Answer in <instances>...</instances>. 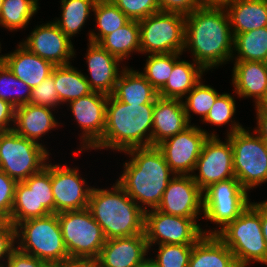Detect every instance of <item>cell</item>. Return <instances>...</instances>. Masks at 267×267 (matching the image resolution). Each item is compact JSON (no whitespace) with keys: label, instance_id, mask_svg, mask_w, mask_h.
<instances>
[{"label":"cell","instance_id":"6da1fadb","mask_svg":"<svg viewBox=\"0 0 267 267\" xmlns=\"http://www.w3.org/2000/svg\"><path fill=\"white\" fill-rule=\"evenodd\" d=\"M234 36L225 7H200L185 15V44L206 72L232 60Z\"/></svg>","mask_w":267,"mask_h":267},{"label":"cell","instance_id":"7a4b0ae2","mask_svg":"<svg viewBox=\"0 0 267 267\" xmlns=\"http://www.w3.org/2000/svg\"><path fill=\"white\" fill-rule=\"evenodd\" d=\"M123 153L130 159L123 163L124 169L116 182L144 212L157 209L175 175L164 155L157 146L132 148Z\"/></svg>","mask_w":267,"mask_h":267},{"label":"cell","instance_id":"3957f363","mask_svg":"<svg viewBox=\"0 0 267 267\" xmlns=\"http://www.w3.org/2000/svg\"><path fill=\"white\" fill-rule=\"evenodd\" d=\"M154 105H129L109 95L103 136L90 151L112 149L123 153L132 148L152 146Z\"/></svg>","mask_w":267,"mask_h":267},{"label":"cell","instance_id":"277c9868","mask_svg":"<svg viewBox=\"0 0 267 267\" xmlns=\"http://www.w3.org/2000/svg\"><path fill=\"white\" fill-rule=\"evenodd\" d=\"M88 209L106 239L144 233L145 212L117 182L110 189L93 186Z\"/></svg>","mask_w":267,"mask_h":267},{"label":"cell","instance_id":"5b68a950","mask_svg":"<svg viewBox=\"0 0 267 267\" xmlns=\"http://www.w3.org/2000/svg\"><path fill=\"white\" fill-rule=\"evenodd\" d=\"M216 236L231 250L236 260L267 266V246L262 234L260 202H251L233 222Z\"/></svg>","mask_w":267,"mask_h":267},{"label":"cell","instance_id":"8992f818","mask_svg":"<svg viewBox=\"0 0 267 267\" xmlns=\"http://www.w3.org/2000/svg\"><path fill=\"white\" fill-rule=\"evenodd\" d=\"M15 228L16 247L22 252L48 265L69 258L56 213L24 220Z\"/></svg>","mask_w":267,"mask_h":267},{"label":"cell","instance_id":"52a82bcc","mask_svg":"<svg viewBox=\"0 0 267 267\" xmlns=\"http://www.w3.org/2000/svg\"><path fill=\"white\" fill-rule=\"evenodd\" d=\"M44 145L18 135L14 130L0 132V170L16 182H24L40 172L51 153Z\"/></svg>","mask_w":267,"mask_h":267},{"label":"cell","instance_id":"ba28073f","mask_svg":"<svg viewBox=\"0 0 267 267\" xmlns=\"http://www.w3.org/2000/svg\"><path fill=\"white\" fill-rule=\"evenodd\" d=\"M250 127L226 136L233 148V169L242 187L250 190L267 182V144Z\"/></svg>","mask_w":267,"mask_h":267},{"label":"cell","instance_id":"9c48e42d","mask_svg":"<svg viewBox=\"0 0 267 267\" xmlns=\"http://www.w3.org/2000/svg\"><path fill=\"white\" fill-rule=\"evenodd\" d=\"M249 193L236 177L211 184L203 191V217L217 228L202 229L203 235H216L233 222L251 203ZM214 229V230H213Z\"/></svg>","mask_w":267,"mask_h":267},{"label":"cell","instance_id":"30bf717a","mask_svg":"<svg viewBox=\"0 0 267 267\" xmlns=\"http://www.w3.org/2000/svg\"><path fill=\"white\" fill-rule=\"evenodd\" d=\"M138 23L141 54H183L185 15L159 11L138 21Z\"/></svg>","mask_w":267,"mask_h":267},{"label":"cell","instance_id":"8fae6325","mask_svg":"<svg viewBox=\"0 0 267 267\" xmlns=\"http://www.w3.org/2000/svg\"><path fill=\"white\" fill-rule=\"evenodd\" d=\"M57 215L68 256L96 260L106 238L90 210L66 211Z\"/></svg>","mask_w":267,"mask_h":267},{"label":"cell","instance_id":"7c38bea8","mask_svg":"<svg viewBox=\"0 0 267 267\" xmlns=\"http://www.w3.org/2000/svg\"><path fill=\"white\" fill-rule=\"evenodd\" d=\"M51 213H55V202L51 185V161H48L40 172L24 182H17L9 222L16 226L24 220Z\"/></svg>","mask_w":267,"mask_h":267},{"label":"cell","instance_id":"4fadbf2b","mask_svg":"<svg viewBox=\"0 0 267 267\" xmlns=\"http://www.w3.org/2000/svg\"><path fill=\"white\" fill-rule=\"evenodd\" d=\"M198 220L165 214L157 209L146 211L144 233L149 250L160 244H195L203 236Z\"/></svg>","mask_w":267,"mask_h":267},{"label":"cell","instance_id":"5bb4252c","mask_svg":"<svg viewBox=\"0 0 267 267\" xmlns=\"http://www.w3.org/2000/svg\"><path fill=\"white\" fill-rule=\"evenodd\" d=\"M208 136L219 135L214 130L209 133L191 124L182 132L162 141L157 148L175 175H191Z\"/></svg>","mask_w":267,"mask_h":267},{"label":"cell","instance_id":"9a60e30c","mask_svg":"<svg viewBox=\"0 0 267 267\" xmlns=\"http://www.w3.org/2000/svg\"><path fill=\"white\" fill-rule=\"evenodd\" d=\"M220 139L219 136H208L191 174L202 191L211 184L235 177L232 145L226 136V141Z\"/></svg>","mask_w":267,"mask_h":267},{"label":"cell","instance_id":"2e32d148","mask_svg":"<svg viewBox=\"0 0 267 267\" xmlns=\"http://www.w3.org/2000/svg\"><path fill=\"white\" fill-rule=\"evenodd\" d=\"M108 95L92 92L68 103L76 123L80 127V146L74 154L90 150L103 136L106 122Z\"/></svg>","mask_w":267,"mask_h":267},{"label":"cell","instance_id":"e0dca14e","mask_svg":"<svg viewBox=\"0 0 267 267\" xmlns=\"http://www.w3.org/2000/svg\"><path fill=\"white\" fill-rule=\"evenodd\" d=\"M79 167L51 163V185L55 213L88 208L92 186L79 174Z\"/></svg>","mask_w":267,"mask_h":267},{"label":"cell","instance_id":"ac0fdd59","mask_svg":"<svg viewBox=\"0 0 267 267\" xmlns=\"http://www.w3.org/2000/svg\"><path fill=\"white\" fill-rule=\"evenodd\" d=\"M20 43L54 66L72 64L70 61L76 57L72 40L52 20L35 26Z\"/></svg>","mask_w":267,"mask_h":267},{"label":"cell","instance_id":"d6986e66","mask_svg":"<svg viewBox=\"0 0 267 267\" xmlns=\"http://www.w3.org/2000/svg\"><path fill=\"white\" fill-rule=\"evenodd\" d=\"M157 210L179 217L198 218L203 212V191L191 175H174Z\"/></svg>","mask_w":267,"mask_h":267},{"label":"cell","instance_id":"ffe728a7","mask_svg":"<svg viewBox=\"0 0 267 267\" xmlns=\"http://www.w3.org/2000/svg\"><path fill=\"white\" fill-rule=\"evenodd\" d=\"M86 49L87 72L86 81L93 92L111 95L115 89V84L123 71L125 65L116 56L107 52L99 43L90 42ZM122 63V67H120ZM122 69V70H121ZM90 76V77H89Z\"/></svg>","mask_w":267,"mask_h":267},{"label":"cell","instance_id":"44dd1931","mask_svg":"<svg viewBox=\"0 0 267 267\" xmlns=\"http://www.w3.org/2000/svg\"><path fill=\"white\" fill-rule=\"evenodd\" d=\"M145 233L106 239L96 263L100 267H135L148 256Z\"/></svg>","mask_w":267,"mask_h":267},{"label":"cell","instance_id":"7402d4cb","mask_svg":"<svg viewBox=\"0 0 267 267\" xmlns=\"http://www.w3.org/2000/svg\"><path fill=\"white\" fill-rule=\"evenodd\" d=\"M232 87L237 98H253L254 106L267 94V62L233 61ZM255 98V99H254Z\"/></svg>","mask_w":267,"mask_h":267},{"label":"cell","instance_id":"603a6c76","mask_svg":"<svg viewBox=\"0 0 267 267\" xmlns=\"http://www.w3.org/2000/svg\"><path fill=\"white\" fill-rule=\"evenodd\" d=\"M190 125L182 100L158 97L153 111L152 146H157Z\"/></svg>","mask_w":267,"mask_h":267},{"label":"cell","instance_id":"cb8c5ba5","mask_svg":"<svg viewBox=\"0 0 267 267\" xmlns=\"http://www.w3.org/2000/svg\"><path fill=\"white\" fill-rule=\"evenodd\" d=\"M53 109L46 106L24 104L15 108L13 130L22 137L43 145L39 140L49 131L59 127Z\"/></svg>","mask_w":267,"mask_h":267},{"label":"cell","instance_id":"d4e9b609","mask_svg":"<svg viewBox=\"0 0 267 267\" xmlns=\"http://www.w3.org/2000/svg\"><path fill=\"white\" fill-rule=\"evenodd\" d=\"M17 48V49H16ZM14 51L5 54L4 64L31 89L51 75L54 65L32 53L20 42Z\"/></svg>","mask_w":267,"mask_h":267},{"label":"cell","instance_id":"484cf974","mask_svg":"<svg viewBox=\"0 0 267 267\" xmlns=\"http://www.w3.org/2000/svg\"><path fill=\"white\" fill-rule=\"evenodd\" d=\"M132 68L127 65L124 67L111 95L129 105L155 103L158 98L157 90L140 71Z\"/></svg>","mask_w":267,"mask_h":267},{"label":"cell","instance_id":"4316f807","mask_svg":"<svg viewBox=\"0 0 267 267\" xmlns=\"http://www.w3.org/2000/svg\"><path fill=\"white\" fill-rule=\"evenodd\" d=\"M225 9L233 35L267 26V0H235Z\"/></svg>","mask_w":267,"mask_h":267},{"label":"cell","instance_id":"83f0119b","mask_svg":"<svg viewBox=\"0 0 267 267\" xmlns=\"http://www.w3.org/2000/svg\"><path fill=\"white\" fill-rule=\"evenodd\" d=\"M206 71L193 60L178 59L166 84L158 91V97L180 99L194 88Z\"/></svg>","mask_w":267,"mask_h":267},{"label":"cell","instance_id":"f1b7e54d","mask_svg":"<svg viewBox=\"0 0 267 267\" xmlns=\"http://www.w3.org/2000/svg\"><path fill=\"white\" fill-rule=\"evenodd\" d=\"M234 260L231 250L216 235H203L193 245L189 267H227Z\"/></svg>","mask_w":267,"mask_h":267},{"label":"cell","instance_id":"f546056e","mask_svg":"<svg viewBox=\"0 0 267 267\" xmlns=\"http://www.w3.org/2000/svg\"><path fill=\"white\" fill-rule=\"evenodd\" d=\"M71 64L54 66L51 74L61 105L89 95L93 91L84 74Z\"/></svg>","mask_w":267,"mask_h":267},{"label":"cell","instance_id":"4dcf8cb0","mask_svg":"<svg viewBox=\"0 0 267 267\" xmlns=\"http://www.w3.org/2000/svg\"><path fill=\"white\" fill-rule=\"evenodd\" d=\"M99 44L110 54L119 58L122 62L129 60L130 56L140 53L139 23L130 20L123 27L105 36Z\"/></svg>","mask_w":267,"mask_h":267},{"label":"cell","instance_id":"1f68e13d","mask_svg":"<svg viewBox=\"0 0 267 267\" xmlns=\"http://www.w3.org/2000/svg\"><path fill=\"white\" fill-rule=\"evenodd\" d=\"M60 2L61 18H56L53 22L71 39L81 32L92 16L90 13L93 12L97 0H60Z\"/></svg>","mask_w":267,"mask_h":267},{"label":"cell","instance_id":"d6a6232c","mask_svg":"<svg viewBox=\"0 0 267 267\" xmlns=\"http://www.w3.org/2000/svg\"><path fill=\"white\" fill-rule=\"evenodd\" d=\"M233 36L231 61L267 62V26Z\"/></svg>","mask_w":267,"mask_h":267},{"label":"cell","instance_id":"836d02e7","mask_svg":"<svg viewBox=\"0 0 267 267\" xmlns=\"http://www.w3.org/2000/svg\"><path fill=\"white\" fill-rule=\"evenodd\" d=\"M97 23L95 30L88 33V42L99 43L105 36L127 24L130 19L111 1L97 0L93 10Z\"/></svg>","mask_w":267,"mask_h":267},{"label":"cell","instance_id":"e575fe53","mask_svg":"<svg viewBox=\"0 0 267 267\" xmlns=\"http://www.w3.org/2000/svg\"><path fill=\"white\" fill-rule=\"evenodd\" d=\"M39 8V0H4L0 11V27L11 32L26 28Z\"/></svg>","mask_w":267,"mask_h":267},{"label":"cell","instance_id":"d590c367","mask_svg":"<svg viewBox=\"0 0 267 267\" xmlns=\"http://www.w3.org/2000/svg\"><path fill=\"white\" fill-rule=\"evenodd\" d=\"M235 99L236 98L230 93L222 92V94L216 98L214 105L202 122L216 127L225 126V124L228 125L230 130L226 129V136L245 128L242 124L234 120L237 108Z\"/></svg>","mask_w":267,"mask_h":267},{"label":"cell","instance_id":"8d00e7d4","mask_svg":"<svg viewBox=\"0 0 267 267\" xmlns=\"http://www.w3.org/2000/svg\"><path fill=\"white\" fill-rule=\"evenodd\" d=\"M182 55L180 53L148 54L141 73L158 92L168 81L174 63Z\"/></svg>","mask_w":267,"mask_h":267},{"label":"cell","instance_id":"74e56055","mask_svg":"<svg viewBox=\"0 0 267 267\" xmlns=\"http://www.w3.org/2000/svg\"><path fill=\"white\" fill-rule=\"evenodd\" d=\"M201 79L194 88L184 97L183 105L189 123L191 124V112L200 116L203 121L220 95L211 85H206Z\"/></svg>","mask_w":267,"mask_h":267},{"label":"cell","instance_id":"f35d334b","mask_svg":"<svg viewBox=\"0 0 267 267\" xmlns=\"http://www.w3.org/2000/svg\"><path fill=\"white\" fill-rule=\"evenodd\" d=\"M31 88L7 68L0 66V99L9 102L15 108L30 103Z\"/></svg>","mask_w":267,"mask_h":267},{"label":"cell","instance_id":"ab89813d","mask_svg":"<svg viewBox=\"0 0 267 267\" xmlns=\"http://www.w3.org/2000/svg\"><path fill=\"white\" fill-rule=\"evenodd\" d=\"M194 244H160L152 258L157 267H189V259Z\"/></svg>","mask_w":267,"mask_h":267},{"label":"cell","instance_id":"60d3db41","mask_svg":"<svg viewBox=\"0 0 267 267\" xmlns=\"http://www.w3.org/2000/svg\"><path fill=\"white\" fill-rule=\"evenodd\" d=\"M130 20L140 21L159 12L158 0H111Z\"/></svg>","mask_w":267,"mask_h":267},{"label":"cell","instance_id":"b9f144b4","mask_svg":"<svg viewBox=\"0 0 267 267\" xmlns=\"http://www.w3.org/2000/svg\"><path fill=\"white\" fill-rule=\"evenodd\" d=\"M30 104L53 109L61 106L52 74L31 89Z\"/></svg>","mask_w":267,"mask_h":267},{"label":"cell","instance_id":"7bdbcfd3","mask_svg":"<svg viewBox=\"0 0 267 267\" xmlns=\"http://www.w3.org/2000/svg\"><path fill=\"white\" fill-rule=\"evenodd\" d=\"M17 182L0 170V221H10Z\"/></svg>","mask_w":267,"mask_h":267},{"label":"cell","instance_id":"ee69618b","mask_svg":"<svg viewBox=\"0 0 267 267\" xmlns=\"http://www.w3.org/2000/svg\"><path fill=\"white\" fill-rule=\"evenodd\" d=\"M16 228L9 221H0V262L6 261L16 248Z\"/></svg>","mask_w":267,"mask_h":267},{"label":"cell","instance_id":"f6af8a7d","mask_svg":"<svg viewBox=\"0 0 267 267\" xmlns=\"http://www.w3.org/2000/svg\"><path fill=\"white\" fill-rule=\"evenodd\" d=\"M160 11L175 12L183 15L201 7L200 0H158Z\"/></svg>","mask_w":267,"mask_h":267},{"label":"cell","instance_id":"bcb514c9","mask_svg":"<svg viewBox=\"0 0 267 267\" xmlns=\"http://www.w3.org/2000/svg\"><path fill=\"white\" fill-rule=\"evenodd\" d=\"M7 261L10 267H44L46 265L42 260L22 252L17 247L12 251Z\"/></svg>","mask_w":267,"mask_h":267},{"label":"cell","instance_id":"7dc6e473","mask_svg":"<svg viewBox=\"0 0 267 267\" xmlns=\"http://www.w3.org/2000/svg\"><path fill=\"white\" fill-rule=\"evenodd\" d=\"M15 107L0 99V132L13 130Z\"/></svg>","mask_w":267,"mask_h":267},{"label":"cell","instance_id":"c3c4849f","mask_svg":"<svg viewBox=\"0 0 267 267\" xmlns=\"http://www.w3.org/2000/svg\"><path fill=\"white\" fill-rule=\"evenodd\" d=\"M256 127L254 131L267 143V108L255 107Z\"/></svg>","mask_w":267,"mask_h":267},{"label":"cell","instance_id":"681fc988","mask_svg":"<svg viewBox=\"0 0 267 267\" xmlns=\"http://www.w3.org/2000/svg\"><path fill=\"white\" fill-rule=\"evenodd\" d=\"M96 260L89 258H66L61 262L55 263L56 267H93Z\"/></svg>","mask_w":267,"mask_h":267},{"label":"cell","instance_id":"f907efd6","mask_svg":"<svg viewBox=\"0 0 267 267\" xmlns=\"http://www.w3.org/2000/svg\"><path fill=\"white\" fill-rule=\"evenodd\" d=\"M262 234L267 246V199L260 202Z\"/></svg>","mask_w":267,"mask_h":267},{"label":"cell","instance_id":"816d5d0a","mask_svg":"<svg viewBox=\"0 0 267 267\" xmlns=\"http://www.w3.org/2000/svg\"><path fill=\"white\" fill-rule=\"evenodd\" d=\"M235 0H200L202 7H226Z\"/></svg>","mask_w":267,"mask_h":267},{"label":"cell","instance_id":"f5cc1de1","mask_svg":"<svg viewBox=\"0 0 267 267\" xmlns=\"http://www.w3.org/2000/svg\"><path fill=\"white\" fill-rule=\"evenodd\" d=\"M135 267H157L156 262L152 259V257H146L140 264Z\"/></svg>","mask_w":267,"mask_h":267},{"label":"cell","instance_id":"db71d44e","mask_svg":"<svg viewBox=\"0 0 267 267\" xmlns=\"http://www.w3.org/2000/svg\"><path fill=\"white\" fill-rule=\"evenodd\" d=\"M227 267H248L247 264H244L242 262H240L239 260H234L230 265H228Z\"/></svg>","mask_w":267,"mask_h":267},{"label":"cell","instance_id":"11a10c76","mask_svg":"<svg viewBox=\"0 0 267 267\" xmlns=\"http://www.w3.org/2000/svg\"><path fill=\"white\" fill-rule=\"evenodd\" d=\"M255 107H265L267 108V94L265 96V98L262 100V102L258 105H256Z\"/></svg>","mask_w":267,"mask_h":267},{"label":"cell","instance_id":"9f6ffc18","mask_svg":"<svg viewBox=\"0 0 267 267\" xmlns=\"http://www.w3.org/2000/svg\"><path fill=\"white\" fill-rule=\"evenodd\" d=\"M1 49H2V47H1V42H0V53L2 51ZM4 59H5V54H3V55L1 54L0 55V66L4 64Z\"/></svg>","mask_w":267,"mask_h":267},{"label":"cell","instance_id":"6f0895ef","mask_svg":"<svg viewBox=\"0 0 267 267\" xmlns=\"http://www.w3.org/2000/svg\"><path fill=\"white\" fill-rule=\"evenodd\" d=\"M0 267H10L8 261L0 262Z\"/></svg>","mask_w":267,"mask_h":267},{"label":"cell","instance_id":"680465c9","mask_svg":"<svg viewBox=\"0 0 267 267\" xmlns=\"http://www.w3.org/2000/svg\"><path fill=\"white\" fill-rule=\"evenodd\" d=\"M44 267H56V266L54 264L53 265L46 264Z\"/></svg>","mask_w":267,"mask_h":267},{"label":"cell","instance_id":"91938a15","mask_svg":"<svg viewBox=\"0 0 267 267\" xmlns=\"http://www.w3.org/2000/svg\"><path fill=\"white\" fill-rule=\"evenodd\" d=\"M4 0H0V11H1V7H2V3Z\"/></svg>","mask_w":267,"mask_h":267},{"label":"cell","instance_id":"94428289","mask_svg":"<svg viewBox=\"0 0 267 267\" xmlns=\"http://www.w3.org/2000/svg\"><path fill=\"white\" fill-rule=\"evenodd\" d=\"M93 267H100L97 263Z\"/></svg>","mask_w":267,"mask_h":267}]
</instances>
